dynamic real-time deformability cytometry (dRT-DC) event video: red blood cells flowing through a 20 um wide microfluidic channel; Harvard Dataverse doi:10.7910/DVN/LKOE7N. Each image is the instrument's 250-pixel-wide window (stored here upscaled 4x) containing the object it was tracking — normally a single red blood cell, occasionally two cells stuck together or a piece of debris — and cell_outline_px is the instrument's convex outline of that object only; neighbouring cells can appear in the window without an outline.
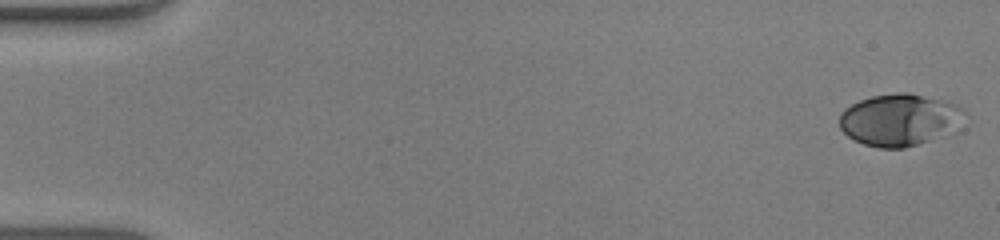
{"species": "human", "species_latin": "Homo sapiens", "temperature_condition": "warm", "stored_images_in_passage": 52, "camera_frame_rate_fps": 3000, "um_per_image_px": 0.085, "donor": {"sex": "male"}, "frame": {"image": 1, "passage_image": 1, "time_ms": 0.0, "image_size_px": [1000, 240], "cell_outline_px": [[968, 112], [928, 140], [904, 148], [880, 148], [864, 144], [848, 136], [840, 128], [840, 112], [844, 108], [860, 100], [872, 96], [896, 92], [908, 92], [956, 104], [964, 108]], "centroid_in_image_um": [76.31, 10.15], "position_along_channel_um": 8.7, "area_um2": 36.47}}
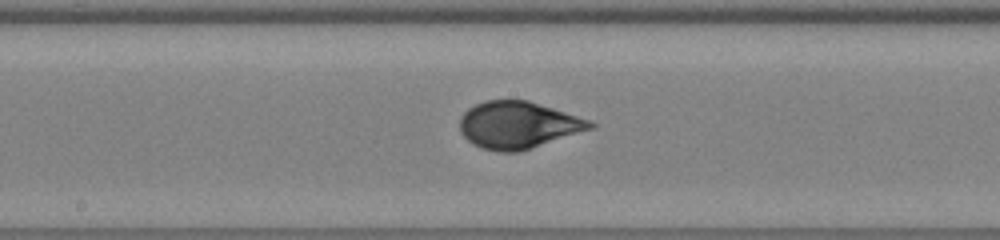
{"frame": {"image": 2, "passage_image": 28, "time_ms": 9.0, "image_size_px": [1000, 240], "cell_outline_px": [[596, 128], [520, 152], [500, 152], [484, 148], [472, 144], [460, 132], [460, 116], [468, 108], [484, 100], [528, 100], [588, 120], [596, 124]], "centroid_in_image_um": [44.04, 10.64], "position_along_channel_um": 204.2, "area_um2": 35.78}}
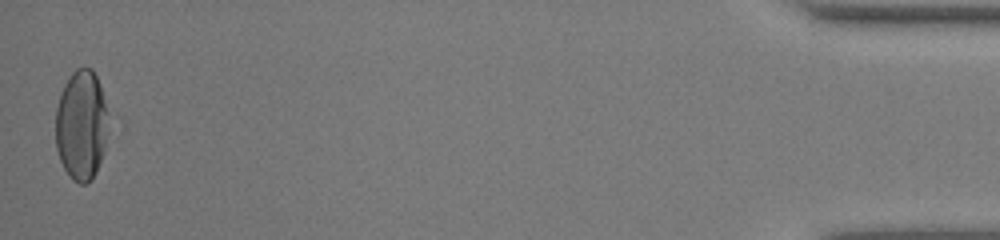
{"frame": {"image": 3, "passage_image": 52, "time_ms": 17.0, "image_size_px": [1000, 240], "cell_outline_px": [[108, 132], [104, 152], [96, 172], [84, 184], [80, 184], [72, 180], [64, 168], [60, 160], [56, 148], [56, 108], [64, 84], [72, 72], [76, 68], [92, 68], [100, 84], [104, 100]], "centroid_in_image_um": [6.91, 10.64], "position_along_channel_um": 428.3, "area_um2": 33.64}, "authors_computed_cell_mechanics": {"area_um2": 35.5759, "velocity_mm_per_s": 3.9465, "shape_relaxation_time_tau1_ms": 4.4193, "shape_relaxation_time_tau2_ms": null, "deformation_change_tau1": 0.2144, "deformation_change_tau2": null}}